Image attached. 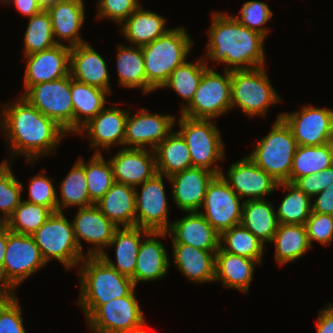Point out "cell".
Masks as SVG:
<instances>
[{"label":"cell","instance_id":"obj_49","mask_svg":"<svg viewBox=\"0 0 333 333\" xmlns=\"http://www.w3.org/2000/svg\"><path fill=\"white\" fill-rule=\"evenodd\" d=\"M98 19H112L122 24L141 4L139 0H98Z\"/></svg>","mask_w":333,"mask_h":333},{"label":"cell","instance_id":"obj_35","mask_svg":"<svg viewBox=\"0 0 333 333\" xmlns=\"http://www.w3.org/2000/svg\"><path fill=\"white\" fill-rule=\"evenodd\" d=\"M154 152L157 173L166 177L192 167L188 145L178 131H172Z\"/></svg>","mask_w":333,"mask_h":333},{"label":"cell","instance_id":"obj_50","mask_svg":"<svg viewBox=\"0 0 333 333\" xmlns=\"http://www.w3.org/2000/svg\"><path fill=\"white\" fill-rule=\"evenodd\" d=\"M16 294L0 308V333H26Z\"/></svg>","mask_w":333,"mask_h":333},{"label":"cell","instance_id":"obj_40","mask_svg":"<svg viewBox=\"0 0 333 333\" xmlns=\"http://www.w3.org/2000/svg\"><path fill=\"white\" fill-rule=\"evenodd\" d=\"M220 248L225 252L256 260L260 264L265 244L240 224L220 234Z\"/></svg>","mask_w":333,"mask_h":333},{"label":"cell","instance_id":"obj_59","mask_svg":"<svg viewBox=\"0 0 333 333\" xmlns=\"http://www.w3.org/2000/svg\"><path fill=\"white\" fill-rule=\"evenodd\" d=\"M331 145H332V148H333V135H332V137H331Z\"/></svg>","mask_w":333,"mask_h":333},{"label":"cell","instance_id":"obj_61","mask_svg":"<svg viewBox=\"0 0 333 333\" xmlns=\"http://www.w3.org/2000/svg\"><path fill=\"white\" fill-rule=\"evenodd\" d=\"M139 333H149V332H147V331H145V330H144V331H142V332H139Z\"/></svg>","mask_w":333,"mask_h":333},{"label":"cell","instance_id":"obj_4","mask_svg":"<svg viewBox=\"0 0 333 333\" xmlns=\"http://www.w3.org/2000/svg\"><path fill=\"white\" fill-rule=\"evenodd\" d=\"M192 38L183 27L170 30L153 42L141 46L147 82L160 89L170 74L186 62L193 44Z\"/></svg>","mask_w":333,"mask_h":333},{"label":"cell","instance_id":"obj_1","mask_svg":"<svg viewBox=\"0 0 333 333\" xmlns=\"http://www.w3.org/2000/svg\"><path fill=\"white\" fill-rule=\"evenodd\" d=\"M16 101L3 105L0 120L10 155H24L27 162L33 163L48 153H54L67 132L24 97L20 96Z\"/></svg>","mask_w":333,"mask_h":333},{"label":"cell","instance_id":"obj_38","mask_svg":"<svg viewBox=\"0 0 333 333\" xmlns=\"http://www.w3.org/2000/svg\"><path fill=\"white\" fill-rule=\"evenodd\" d=\"M288 190L277 207L276 217L279 224L305 225L312 212V199L291 182H279L277 189Z\"/></svg>","mask_w":333,"mask_h":333},{"label":"cell","instance_id":"obj_51","mask_svg":"<svg viewBox=\"0 0 333 333\" xmlns=\"http://www.w3.org/2000/svg\"><path fill=\"white\" fill-rule=\"evenodd\" d=\"M312 205V212L331 215L333 213V183L327 189L318 193Z\"/></svg>","mask_w":333,"mask_h":333},{"label":"cell","instance_id":"obj_39","mask_svg":"<svg viewBox=\"0 0 333 333\" xmlns=\"http://www.w3.org/2000/svg\"><path fill=\"white\" fill-rule=\"evenodd\" d=\"M209 68L203 57L198 58L194 63L188 60L181 66H178L169 76L168 80L162 85V89L169 88L176 92L187 103H182L183 109L192 101L195 91L199 86L202 75Z\"/></svg>","mask_w":333,"mask_h":333},{"label":"cell","instance_id":"obj_33","mask_svg":"<svg viewBox=\"0 0 333 333\" xmlns=\"http://www.w3.org/2000/svg\"><path fill=\"white\" fill-rule=\"evenodd\" d=\"M116 68L118 83L126 88H140L143 94L155 89L147 82L141 46L118 45Z\"/></svg>","mask_w":333,"mask_h":333},{"label":"cell","instance_id":"obj_12","mask_svg":"<svg viewBox=\"0 0 333 333\" xmlns=\"http://www.w3.org/2000/svg\"><path fill=\"white\" fill-rule=\"evenodd\" d=\"M22 97L45 116L55 121L67 133H73L70 74L52 82L33 85Z\"/></svg>","mask_w":333,"mask_h":333},{"label":"cell","instance_id":"obj_45","mask_svg":"<svg viewBox=\"0 0 333 333\" xmlns=\"http://www.w3.org/2000/svg\"><path fill=\"white\" fill-rule=\"evenodd\" d=\"M6 160L0 164V217L5 222L22 201L23 185L17 181Z\"/></svg>","mask_w":333,"mask_h":333},{"label":"cell","instance_id":"obj_2","mask_svg":"<svg viewBox=\"0 0 333 333\" xmlns=\"http://www.w3.org/2000/svg\"><path fill=\"white\" fill-rule=\"evenodd\" d=\"M208 36L206 61L209 58L216 63H225L226 70L230 71L265 66L266 37L241 25L233 15L214 12Z\"/></svg>","mask_w":333,"mask_h":333},{"label":"cell","instance_id":"obj_43","mask_svg":"<svg viewBox=\"0 0 333 333\" xmlns=\"http://www.w3.org/2000/svg\"><path fill=\"white\" fill-rule=\"evenodd\" d=\"M56 44L51 18L44 8L28 20L24 34V55L44 51Z\"/></svg>","mask_w":333,"mask_h":333},{"label":"cell","instance_id":"obj_55","mask_svg":"<svg viewBox=\"0 0 333 333\" xmlns=\"http://www.w3.org/2000/svg\"><path fill=\"white\" fill-rule=\"evenodd\" d=\"M10 232L11 231L5 222L0 225V270L2 269L4 263L7 247V236Z\"/></svg>","mask_w":333,"mask_h":333},{"label":"cell","instance_id":"obj_29","mask_svg":"<svg viewBox=\"0 0 333 333\" xmlns=\"http://www.w3.org/2000/svg\"><path fill=\"white\" fill-rule=\"evenodd\" d=\"M95 205L117 227L135 226V187L115 182Z\"/></svg>","mask_w":333,"mask_h":333},{"label":"cell","instance_id":"obj_53","mask_svg":"<svg viewBox=\"0 0 333 333\" xmlns=\"http://www.w3.org/2000/svg\"><path fill=\"white\" fill-rule=\"evenodd\" d=\"M0 2L7 4L12 2L21 14L29 18L45 8L41 0H0Z\"/></svg>","mask_w":333,"mask_h":333},{"label":"cell","instance_id":"obj_6","mask_svg":"<svg viewBox=\"0 0 333 333\" xmlns=\"http://www.w3.org/2000/svg\"><path fill=\"white\" fill-rule=\"evenodd\" d=\"M281 99L264 67L231 71L232 108L240 107L248 116H264Z\"/></svg>","mask_w":333,"mask_h":333},{"label":"cell","instance_id":"obj_37","mask_svg":"<svg viewBox=\"0 0 333 333\" xmlns=\"http://www.w3.org/2000/svg\"><path fill=\"white\" fill-rule=\"evenodd\" d=\"M333 165V148L331 142L319 146H300L293 157L290 182L297 178L312 175Z\"/></svg>","mask_w":333,"mask_h":333},{"label":"cell","instance_id":"obj_26","mask_svg":"<svg viewBox=\"0 0 333 333\" xmlns=\"http://www.w3.org/2000/svg\"><path fill=\"white\" fill-rule=\"evenodd\" d=\"M167 234V232L150 231L146 240L141 242L132 278L136 287L138 282L160 280L168 273L170 261L167 250L158 239L166 237Z\"/></svg>","mask_w":333,"mask_h":333},{"label":"cell","instance_id":"obj_34","mask_svg":"<svg viewBox=\"0 0 333 333\" xmlns=\"http://www.w3.org/2000/svg\"><path fill=\"white\" fill-rule=\"evenodd\" d=\"M274 209L272 203L265 199L245 200L240 224L264 244L270 243L279 224Z\"/></svg>","mask_w":333,"mask_h":333},{"label":"cell","instance_id":"obj_15","mask_svg":"<svg viewBox=\"0 0 333 333\" xmlns=\"http://www.w3.org/2000/svg\"><path fill=\"white\" fill-rule=\"evenodd\" d=\"M300 111V112H299ZM296 112L282 113L300 146H319L331 141L333 135V110L307 104Z\"/></svg>","mask_w":333,"mask_h":333},{"label":"cell","instance_id":"obj_14","mask_svg":"<svg viewBox=\"0 0 333 333\" xmlns=\"http://www.w3.org/2000/svg\"><path fill=\"white\" fill-rule=\"evenodd\" d=\"M163 177L166 178V176L156 173L140 185L142 186L140 193L137 186L135 187V226L153 232H167L170 228L169 207Z\"/></svg>","mask_w":333,"mask_h":333},{"label":"cell","instance_id":"obj_30","mask_svg":"<svg viewBox=\"0 0 333 333\" xmlns=\"http://www.w3.org/2000/svg\"><path fill=\"white\" fill-rule=\"evenodd\" d=\"M173 261L189 280L197 283L214 282L216 252L186 244H172Z\"/></svg>","mask_w":333,"mask_h":333},{"label":"cell","instance_id":"obj_58","mask_svg":"<svg viewBox=\"0 0 333 333\" xmlns=\"http://www.w3.org/2000/svg\"><path fill=\"white\" fill-rule=\"evenodd\" d=\"M45 5L56 0H41Z\"/></svg>","mask_w":333,"mask_h":333},{"label":"cell","instance_id":"obj_25","mask_svg":"<svg viewBox=\"0 0 333 333\" xmlns=\"http://www.w3.org/2000/svg\"><path fill=\"white\" fill-rule=\"evenodd\" d=\"M69 74L72 79L111 94L105 59L87 42L71 47Z\"/></svg>","mask_w":333,"mask_h":333},{"label":"cell","instance_id":"obj_16","mask_svg":"<svg viewBox=\"0 0 333 333\" xmlns=\"http://www.w3.org/2000/svg\"><path fill=\"white\" fill-rule=\"evenodd\" d=\"M130 115L129 111L125 127V148L147 149L148 146L154 151L176 124V116L150 113L146 108Z\"/></svg>","mask_w":333,"mask_h":333},{"label":"cell","instance_id":"obj_60","mask_svg":"<svg viewBox=\"0 0 333 333\" xmlns=\"http://www.w3.org/2000/svg\"><path fill=\"white\" fill-rule=\"evenodd\" d=\"M3 223H4V221H3V219L0 217V225L3 224Z\"/></svg>","mask_w":333,"mask_h":333},{"label":"cell","instance_id":"obj_42","mask_svg":"<svg viewBox=\"0 0 333 333\" xmlns=\"http://www.w3.org/2000/svg\"><path fill=\"white\" fill-rule=\"evenodd\" d=\"M78 161L85 169L89 197L95 204L115 183L112 164L109 159H104L102 153H93L87 163L81 157Z\"/></svg>","mask_w":333,"mask_h":333},{"label":"cell","instance_id":"obj_17","mask_svg":"<svg viewBox=\"0 0 333 333\" xmlns=\"http://www.w3.org/2000/svg\"><path fill=\"white\" fill-rule=\"evenodd\" d=\"M76 241L83 253L81 240L92 244L86 256H101L118 228L93 204L79 208L72 220Z\"/></svg>","mask_w":333,"mask_h":333},{"label":"cell","instance_id":"obj_22","mask_svg":"<svg viewBox=\"0 0 333 333\" xmlns=\"http://www.w3.org/2000/svg\"><path fill=\"white\" fill-rule=\"evenodd\" d=\"M115 182L138 187L156 173L153 150L121 148L111 159Z\"/></svg>","mask_w":333,"mask_h":333},{"label":"cell","instance_id":"obj_44","mask_svg":"<svg viewBox=\"0 0 333 333\" xmlns=\"http://www.w3.org/2000/svg\"><path fill=\"white\" fill-rule=\"evenodd\" d=\"M53 212L42 205L22 201L5 221L11 232L32 235Z\"/></svg>","mask_w":333,"mask_h":333},{"label":"cell","instance_id":"obj_54","mask_svg":"<svg viewBox=\"0 0 333 333\" xmlns=\"http://www.w3.org/2000/svg\"><path fill=\"white\" fill-rule=\"evenodd\" d=\"M318 312L316 333H333V304Z\"/></svg>","mask_w":333,"mask_h":333},{"label":"cell","instance_id":"obj_23","mask_svg":"<svg viewBox=\"0 0 333 333\" xmlns=\"http://www.w3.org/2000/svg\"><path fill=\"white\" fill-rule=\"evenodd\" d=\"M84 7V0H56L45 5L57 44L67 40L65 45L71 48L86 43L79 32L85 20Z\"/></svg>","mask_w":333,"mask_h":333},{"label":"cell","instance_id":"obj_48","mask_svg":"<svg viewBox=\"0 0 333 333\" xmlns=\"http://www.w3.org/2000/svg\"><path fill=\"white\" fill-rule=\"evenodd\" d=\"M305 226L311 247L314 241L326 246L333 241V220L331 215L311 212Z\"/></svg>","mask_w":333,"mask_h":333},{"label":"cell","instance_id":"obj_21","mask_svg":"<svg viewBox=\"0 0 333 333\" xmlns=\"http://www.w3.org/2000/svg\"><path fill=\"white\" fill-rule=\"evenodd\" d=\"M127 116L128 111L109 106L100 111L77 134L84 133L89 136L90 148L97 149L95 153H102L100 148L110 150L114 145L124 146Z\"/></svg>","mask_w":333,"mask_h":333},{"label":"cell","instance_id":"obj_31","mask_svg":"<svg viewBox=\"0 0 333 333\" xmlns=\"http://www.w3.org/2000/svg\"><path fill=\"white\" fill-rule=\"evenodd\" d=\"M70 92L73 104L74 135L105 108L109 93L98 87L78 82L70 76Z\"/></svg>","mask_w":333,"mask_h":333},{"label":"cell","instance_id":"obj_11","mask_svg":"<svg viewBox=\"0 0 333 333\" xmlns=\"http://www.w3.org/2000/svg\"><path fill=\"white\" fill-rule=\"evenodd\" d=\"M46 262L32 235L10 232L0 279L15 293L24 280L32 276Z\"/></svg>","mask_w":333,"mask_h":333},{"label":"cell","instance_id":"obj_20","mask_svg":"<svg viewBox=\"0 0 333 333\" xmlns=\"http://www.w3.org/2000/svg\"><path fill=\"white\" fill-rule=\"evenodd\" d=\"M215 176L207 169L191 167L166 179L171 183L174 203L187 214L200 212L208 185Z\"/></svg>","mask_w":333,"mask_h":333},{"label":"cell","instance_id":"obj_28","mask_svg":"<svg viewBox=\"0 0 333 333\" xmlns=\"http://www.w3.org/2000/svg\"><path fill=\"white\" fill-rule=\"evenodd\" d=\"M150 231L138 226L118 227L108 247L115 246L116 262L104 252L101 257L120 274L133 278L139 246ZM116 264V265H115Z\"/></svg>","mask_w":333,"mask_h":333},{"label":"cell","instance_id":"obj_19","mask_svg":"<svg viewBox=\"0 0 333 333\" xmlns=\"http://www.w3.org/2000/svg\"><path fill=\"white\" fill-rule=\"evenodd\" d=\"M71 48L56 44L44 51L25 56L27 65L24 76L25 92L33 85L52 82L69 75Z\"/></svg>","mask_w":333,"mask_h":333},{"label":"cell","instance_id":"obj_47","mask_svg":"<svg viewBox=\"0 0 333 333\" xmlns=\"http://www.w3.org/2000/svg\"><path fill=\"white\" fill-rule=\"evenodd\" d=\"M29 203L39 204L49 208L52 212L58 211L57 191L52 180L45 174L33 176L29 182Z\"/></svg>","mask_w":333,"mask_h":333},{"label":"cell","instance_id":"obj_41","mask_svg":"<svg viewBox=\"0 0 333 333\" xmlns=\"http://www.w3.org/2000/svg\"><path fill=\"white\" fill-rule=\"evenodd\" d=\"M59 192L61 199L57 196V205L60 212L71 206L82 208L94 204L89 197L85 169L79 161L75 162L61 182Z\"/></svg>","mask_w":333,"mask_h":333},{"label":"cell","instance_id":"obj_10","mask_svg":"<svg viewBox=\"0 0 333 333\" xmlns=\"http://www.w3.org/2000/svg\"><path fill=\"white\" fill-rule=\"evenodd\" d=\"M135 296L128 295L99 305L86 319L93 333H139L147 327L144 313Z\"/></svg>","mask_w":333,"mask_h":333},{"label":"cell","instance_id":"obj_27","mask_svg":"<svg viewBox=\"0 0 333 333\" xmlns=\"http://www.w3.org/2000/svg\"><path fill=\"white\" fill-rule=\"evenodd\" d=\"M257 264L256 260L231 254L219 248L215 255L214 281H221L224 288H234L247 294Z\"/></svg>","mask_w":333,"mask_h":333},{"label":"cell","instance_id":"obj_9","mask_svg":"<svg viewBox=\"0 0 333 333\" xmlns=\"http://www.w3.org/2000/svg\"><path fill=\"white\" fill-rule=\"evenodd\" d=\"M231 109V71L225 69L222 75L209 67L203 73L192 101L180 112L191 119L214 120Z\"/></svg>","mask_w":333,"mask_h":333},{"label":"cell","instance_id":"obj_3","mask_svg":"<svg viewBox=\"0 0 333 333\" xmlns=\"http://www.w3.org/2000/svg\"><path fill=\"white\" fill-rule=\"evenodd\" d=\"M79 265L81 283L77 303L82 308L85 319L99 305L128 296L136 289L131 278L113 269L101 256H85Z\"/></svg>","mask_w":333,"mask_h":333},{"label":"cell","instance_id":"obj_56","mask_svg":"<svg viewBox=\"0 0 333 333\" xmlns=\"http://www.w3.org/2000/svg\"><path fill=\"white\" fill-rule=\"evenodd\" d=\"M320 192L327 189V187L333 183V165L319 173Z\"/></svg>","mask_w":333,"mask_h":333},{"label":"cell","instance_id":"obj_18","mask_svg":"<svg viewBox=\"0 0 333 333\" xmlns=\"http://www.w3.org/2000/svg\"><path fill=\"white\" fill-rule=\"evenodd\" d=\"M227 176L221 173L232 190L246 200L265 199L277 189L278 182L258 167L247 155L229 166Z\"/></svg>","mask_w":333,"mask_h":333},{"label":"cell","instance_id":"obj_32","mask_svg":"<svg viewBox=\"0 0 333 333\" xmlns=\"http://www.w3.org/2000/svg\"><path fill=\"white\" fill-rule=\"evenodd\" d=\"M140 5L122 24L121 32L133 46H144L166 34V18Z\"/></svg>","mask_w":333,"mask_h":333},{"label":"cell","instance_id":"obj_36","mask_svg":"<svg viewBox=\"0 0 333 333\" xmlns=\"http://www.w3.org/2000/svg\"><path fill=\"white\" fill-rule=\"evenodd\" d=\"M270 243L275 246V259L279 265L294 262L311 248L305 225L278 224Z\"/></svg>","mask_w":333,"mask_h":333},{"label":"cell","instance_id":"obj_24","mask_svg":"<svg viewBox=\"0 0 333 333\" xmlns=\"http://www.w3.org/2000/svg\"><path fill=\"white\" fill-rule=\"evenodd\" d=\"M167 233L172 244H186L211 252L220 248V233L199 212H188L182 219L174 221Z\"/></svg>","mask_w":333,"mask_h":333},{"label":"cell","instance_id":"obj_8","mask_svg":"<svg viewBox=\"0 0 333 333\" xmlns=\"http://www.w3.org/2000/svg\"><path fill=\"white\" fill-rule=\"evenodd\" d=\"M213 122L180 115L177 125L180 127L178 132L188 145L192 167L204 168L220 175L223 171L216 162L224 159L225 152L220 130Z\"/></svg>","mask_w":333,"mask_h":333},{"label":"cell","instance_id":"obj_7","mask_svg":"<svg viewBox=\"0 0 333 333\" xmlns=\"http://www.w3.org/2000/svg\"><path fill=\"white\" fill-rule=\"evenodd\" d=\"M32 236L45 262L48 263L54 258L61 262L67 271L86 256L80 251L72 222L70 223L63 212H53Z\"/></svg>","mask_w":333,"mask_h":333},{"label":"cell","instance_id":"obj_57","mask_svg":"<svg viewBox=\"0 0 333 333\" xmlns=\"http://www.w3.org/2000/svg\"><path fill=\"white\" fill-rule=\"evenodd\" d=\"M16 293H14L1 279H0V308L9 301Z\"/></svg>","mask_w":333,"mask_h":333},{"label":"cell","instance_id":"obj_13","mask_svg":"<svg viewBox=\"0 0 333 333\" xmlns=\"http://www.w3.org/2000/svg\"><path fill=\"white\" fill-rule=\"evenodd\" d=\"M232 190L222 175H216L208 185L202 208L199 212L218 232L240 225L243 202Z\"/></svg>","mask_w":333,"mask_h":333},{"label":"cell","instance_id":"obj_52","mask_svg":"<svg viewBox=\"0 0 333 333\" xmlns=\"http://www.w3.org/2000/svg\"><path fill=\"white\" fill-rule=\"evenodd\" d=\"M299 189H301L305 194H307L313 201L318 193H320V182L319 174L306 175L297 178L294 182Z\"/></svg>","mask_w":333,"mask_h":333},{"label":"cell","instance_id":"obj_46","mask_svg":"<svg viewBox=\"0 0 333 333\" xmlns=\"http://www.w3.org/2000/svg\"><path fill=\"white\" fill-rule=\"evenodd\" d=\"M240 12L241 16L238 14L234 17L241 25L267 37L269 30L263 25L271 20L273 11L266 3L256 0L247 1L243 4Z\"/></svg>","mask_w":333,"mask_h":333},{"label":"cell","instance_id":"obj_5","mask_svg":"<svg viewBox=\"0 0 333 333\" xmlns=\"http://www.w3.org/2000/svg\"><path fill=\"white\" fill-rule=\"evenodd\" d=\"M280 113L271 131L263 137L249 154L250 159L273 179L290 182L293 157L298 144L290 127Z\"/></svg>","mask_w":333,"mask_h":333}]
</instances>
